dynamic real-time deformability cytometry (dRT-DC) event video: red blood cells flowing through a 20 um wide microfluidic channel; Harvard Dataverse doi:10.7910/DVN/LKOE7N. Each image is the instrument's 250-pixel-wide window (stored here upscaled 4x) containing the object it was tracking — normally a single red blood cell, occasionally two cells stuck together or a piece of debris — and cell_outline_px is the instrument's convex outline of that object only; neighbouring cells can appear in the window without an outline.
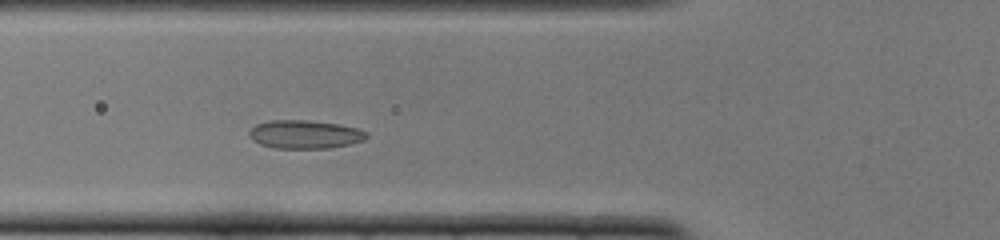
{"species": "common noctule bat (a hibernating species)", "species_latin": "Nyctalus noctula", "temperature_condition": "cold", "stored_images_in_passage": 45, "camera_frame_rate_fps": 3000, "um_per_image_px": 0.085, "animal": {"sex": "female", "body_mass_g": 22.0, "forearm_length_mm": 56.7}, "frame": {"image": 1, "passage_image": 11, "time_ms": 3.333, "image_size_px": [1000, 240], "cell_outline_px": [[368, 136], [364, 140], [348, 144], [328, 148], [276, 148], [260, 144], [252, 140], [248, 136], [248, 132], [256, 124], [268, 120], [308, 120], [340, 124], [356, 128], [368, 132]], "centroid_in_image_um": [25.89, 11.41], "position_along_channel_um": 99.9, "area_um2": 19.48}}
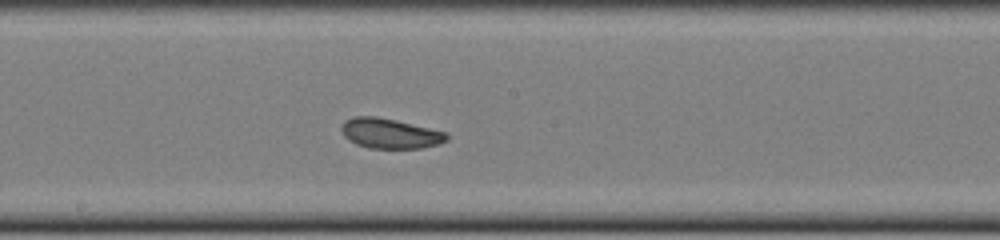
{"frame": {"image": 2, "passage_image": 20, "time_ms": 6.333, "image_size_px": [1000, 240], "cell_outline_px": [[448, 140], [440, 144], [420, 148], [368, 148], [356, 144], [348, 140], [344, 136], [340, 128], [344, 120], [352, 116], [376, 116], [396, 120], [448, 132]], "centroid_in_image_um": [33.14, 11.33], "position_along_channel_um": 215.1, "area_um2": 18.67}}
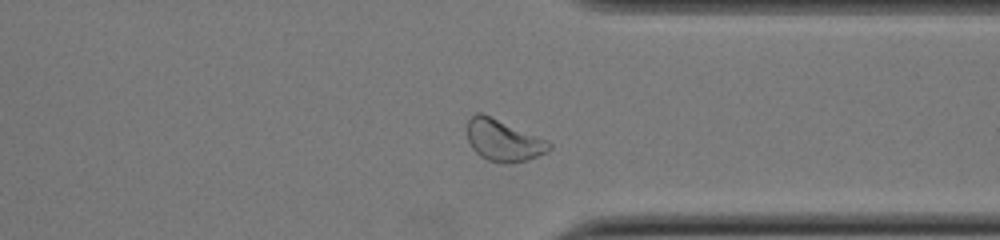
{"frame": {"image": 3, "passage_image": 32, "time_ms": 10.333, "image_size_px": [1000, 240], "cell_outline_px": [[552, 148], [548, 152], [528, 160], [512, 164], [504, 164], [488, 160], [480, 156], [472, 148], [468, 140], [464, 128], [468, 120], [476, 112], [480, 112], [548, 140], [552, 144]], "centroid_in_image_um": [42.77, 11.95], "position_along_channel_um": 368.6, "area_um2": 20.23}, "authors_computed_cell_mechanics": {"area_um2": 19.5364, "velocity_mm_per_s": 3.8452, "shape_relaxation_time_tau1_ms": 5.1641, "shape_relaxation_time_tau2_ms": 2.4103, "deformation_change_tau1": 0.0863, "deformation_change_tau2": 0.0651}}